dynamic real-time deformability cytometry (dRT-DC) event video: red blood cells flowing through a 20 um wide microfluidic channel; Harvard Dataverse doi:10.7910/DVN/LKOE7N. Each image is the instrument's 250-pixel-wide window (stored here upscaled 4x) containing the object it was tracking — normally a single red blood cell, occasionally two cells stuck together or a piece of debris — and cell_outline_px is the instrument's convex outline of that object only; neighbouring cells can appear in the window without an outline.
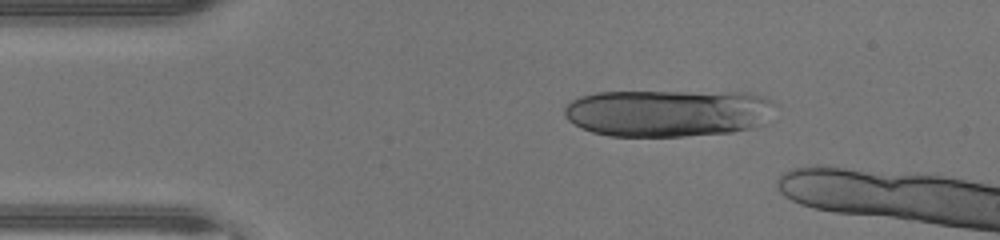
{"species": "human", "species_latin": "Homo sapiens", "temperature_condition": "warm", "stored_images_in_passage": 33, "segment_of_instrument_passage": [1, 2], "camera_frame_rate_fps": 3000, "um_per_image_px": 0.085, "donor": {"sex": "male"}, "frame": {"image": 1, "passage_image": 1, "time_ms": 0.0, "image_size_px": [1000, 240], "cell_outline_px": [[776, 104], [764, 124], [752, 128], [732, 132], [684, 136], [608, 136], [592, 132], [580, 128], [568, 120], [564, 116], [564, 108], [572, 100], [580, 96], [596, 92], [752, 92], [764, 96], [772, 100]], "centroid_in_image_um": [56.8, 9.6], "position_along_channel_um": 28.2, "area_um2": 58.67}}